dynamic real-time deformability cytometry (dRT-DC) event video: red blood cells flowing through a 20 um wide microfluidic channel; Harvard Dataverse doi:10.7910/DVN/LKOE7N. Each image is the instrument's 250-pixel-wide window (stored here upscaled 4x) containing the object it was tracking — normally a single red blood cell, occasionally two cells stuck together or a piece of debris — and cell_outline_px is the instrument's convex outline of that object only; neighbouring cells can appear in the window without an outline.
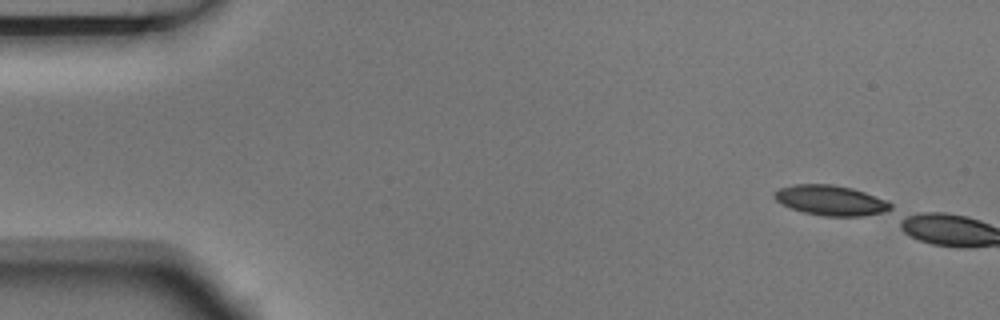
{"species": "Egyptian fruit bat (a non-hibernating species)", "species_latin": "Rousettus aegyptiacus", "temperature_condition": "room temperature", "stored_images_in_passage": 2, "camera_frame_rate_fps": 3000, "um_per_image_px": 0.085, "animal": {"sex": "male"}, "frame": {"image": 1, "passage_image": 1, "time_ms": 0.0, "image_size_px": [1000, 320], "cell_outline_px": [[892, 212], [864, 216], [824, 216], [804, 212], [792, 208], [776, 200], [772, 196], [772, 192], [780, 188], [796, 184], [832, 184], [852, 188], [864, 192], [884, 200], [892, 204]], "centroid_in_image_um": [70.64, 17.04], "position_along_channel_um": 14.4, "area_um2": 20.46}}